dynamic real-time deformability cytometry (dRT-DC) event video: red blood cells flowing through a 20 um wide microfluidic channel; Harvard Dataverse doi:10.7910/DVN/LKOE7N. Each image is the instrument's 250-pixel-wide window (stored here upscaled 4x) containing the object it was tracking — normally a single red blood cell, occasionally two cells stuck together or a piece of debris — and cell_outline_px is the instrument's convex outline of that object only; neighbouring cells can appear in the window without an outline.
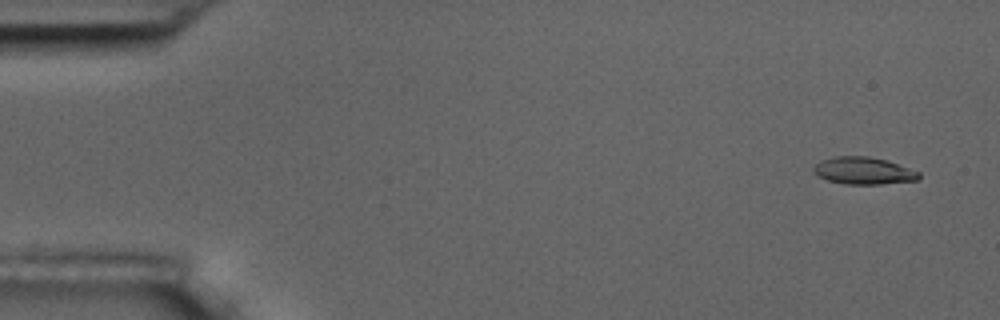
{"species": "common noctule bat (a hibernating species)", "species_latin": "Nyctalus noctula", "temperature_condition": "room temperature", "stored_images_in_passage": 5, "camera_frame_rate_fps": 3000, "um_per_image_px": 0.085, "animal": {"sex": "male", "body_mass_g": 17.5, "forearm_length_mm": 52.3}, "frame": {"image": 1, "passage_image": 1, "time_ms": 0.0, "image_size_px": [1000, 320], "cell_outline_px": [[920, 176], [916, 180], [880, 184], [844, 184], [828, 180], [820, 176], [812, 168], [820, 160], [832, 156], [868, 156], [888, 160], [920, 172]], "centroid_in_image_um": [73.4, 14.5], "position_along_channel_um": 11.6, "area_um2": 16.65}}
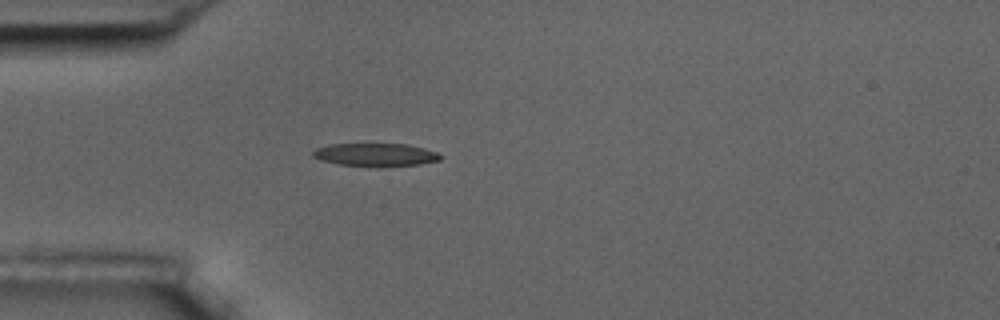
{"frame": {"image": 2, "passage_image": 5, "time_ms": 4.333, "image_size_px": [1000, 320], "cell_outline_px": [[444, 156], [440, 160], [420, 164], [380, 168], [376, 168], [340, 164], [320, 160], [312, 156], [312, 152], [316, 148], [328, 144], [408, 144], [424, 148], [436, 152]], "centroid_in_image_um": [31.93, 13.17], "position_along_channel_um": 53.1, "area_um2": 17.51}}